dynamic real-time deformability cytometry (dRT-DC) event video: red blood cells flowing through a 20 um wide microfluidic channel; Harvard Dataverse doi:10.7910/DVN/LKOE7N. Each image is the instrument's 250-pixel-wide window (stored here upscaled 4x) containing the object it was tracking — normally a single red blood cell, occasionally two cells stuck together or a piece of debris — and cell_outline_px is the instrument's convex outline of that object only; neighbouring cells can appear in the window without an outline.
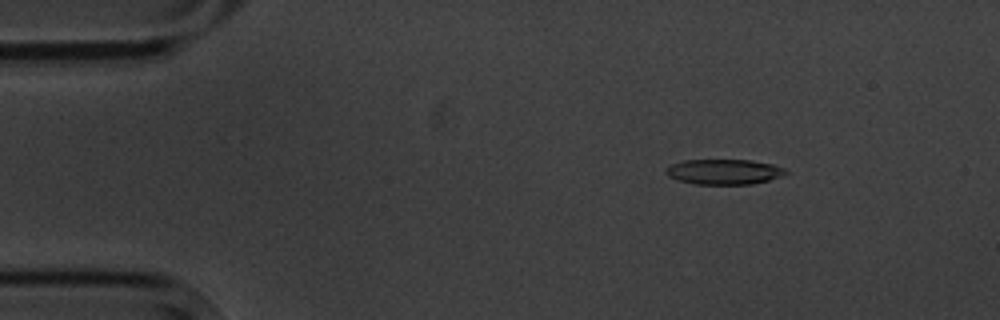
{"species": "common noctule bat (a hibernating species)", "species_latin": "Nyctalus noctula", "temperature_condition": "cold", "stored_images_in_passage": 4, "camera_frame_rate_fps": 3000, "um_per_image_px": 0.085, "animal": {"sex": "male", "body_mass_g": 20.1, "forearm_length_mm": 53.5}, "frame": {"image": 1, "passage_image": 2, "time_ms": 2.0, "image_size_px": [1000, 320], "cell_outline_px": [[788, 172], [780, 176], [768, 180], [752, 184], [696, 184], [680, 180], [668, 176], [664, 172], [672, 164], [684, 160], [752, 160], [772, 164], [784, 168]], "centroid_in_image_um": [61.55, 14.6], "position_along_channel_um": 23.5, "area_um2": 17.4}}